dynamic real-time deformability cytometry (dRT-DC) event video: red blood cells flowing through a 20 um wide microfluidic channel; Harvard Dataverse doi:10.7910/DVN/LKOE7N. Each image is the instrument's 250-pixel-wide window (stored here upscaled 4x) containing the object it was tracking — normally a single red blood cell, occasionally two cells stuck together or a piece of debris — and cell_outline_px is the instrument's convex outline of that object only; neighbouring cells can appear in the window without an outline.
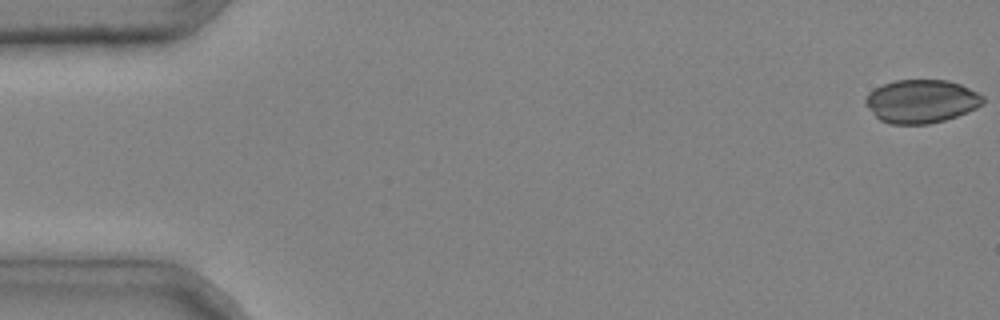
{"species": "common noctule bat (a hibernating species)", "species_latin": "Nyctalus noctula", "temperature_condition": "cold", "stored_images_in_passage": 4, "camera_frame_rate_fps": 3000, "um_per_image_px": 0.085, "animal": {"sex": "male", "body_mass_g": 20.4}, "frame": {"image": 1, "passage_image": 1, "time_ms": 0.0, "image_size_px": [1000, 320], "cell_outline_px": [[984, 104], [968, 112], [944, 120], [928, 124], [892, 124], [880, 120], [864, 104], [864, 100], [868, 92], [884, 84], [896, 80], [948, 80], [960, 84], [984, 96]], "centroid_in_image_um": [78.31, 8.61], "position_along_channel_um": 6.7, "area_um2": 29.65}}